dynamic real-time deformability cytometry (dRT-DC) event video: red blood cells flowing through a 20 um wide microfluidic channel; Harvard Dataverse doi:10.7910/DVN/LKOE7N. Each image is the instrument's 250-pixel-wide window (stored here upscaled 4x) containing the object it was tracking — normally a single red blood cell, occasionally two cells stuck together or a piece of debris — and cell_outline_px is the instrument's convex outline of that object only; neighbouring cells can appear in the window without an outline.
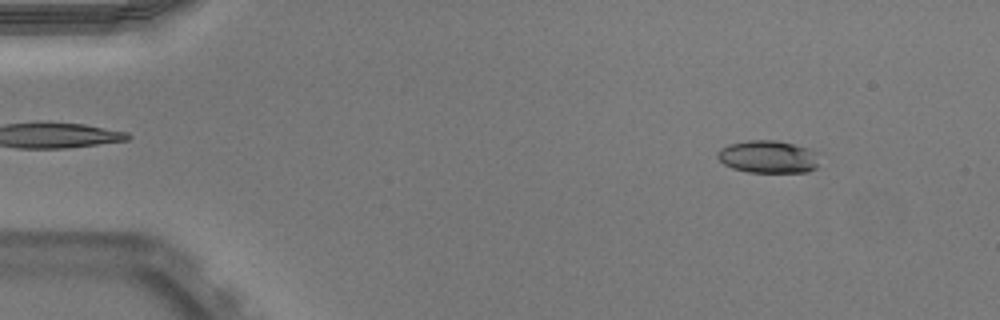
{"species": "Egyptian fruit bat (a non-hibernating species)", "species_latin": "Rousettus aegyptiacus", "temperature_condition": "warm", "stored_images_in_passage": 51, "camera_frame_rate_fps": 3000, "um_per_image_px": 0.085, "animal": {"sex": "male"}, "frame": {"image": 1, "passage_image": 6, "time_ms": 1.667, "image_size_px": [1000, 320], "cell_outline_px": [[816, 168], [808, 172], [748, 172], [732, 168], [724, 164], [716, 156], [716, 152], [720, 148], [728, 144], [748, 140], [776, 140], [808, 148], [812, 152], [816, 164]], "centroid_in_image_um": [65.19, 13.32], "position_along_channel_um": 19.8, "area_um2": 19.07}}
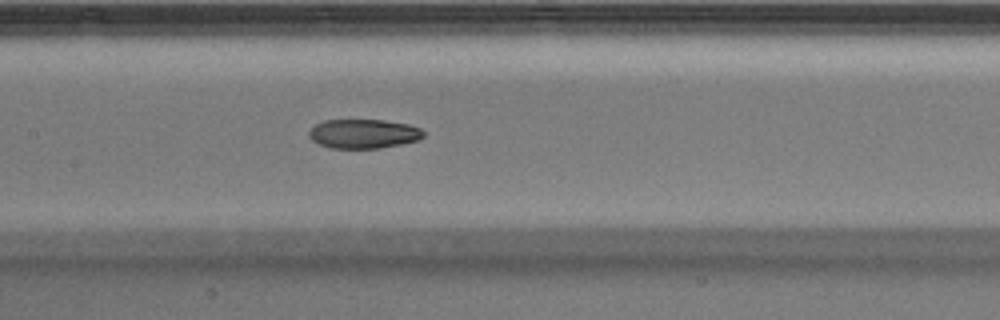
{"frame": {"image": 2, "passage_image": 25, "time_ms": 8.0, "image_size_px": [1000, 320], "cell_outline_px": [[424, 136], [416, 140], [400, 144], [380, 148], [332, 148], [320, 144], [312, 140], [308, 136], [308, 132], [316, 124], [324, 120], [384, 120], [408, 124], [420, 128], [424, 132]], "centroid_in_image_um": [30.89, 11.36], "position_along_channel_um": 176.5, "area_um2": 19.36}}
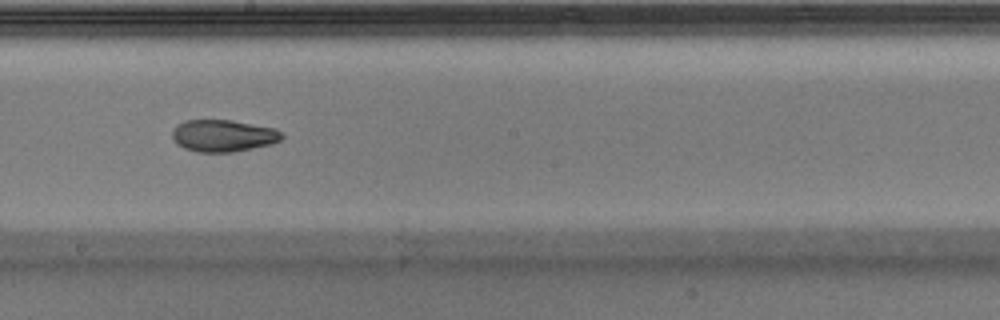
{"frame": {"image": 3, "passage_image": 29, "time_ms": 9.333, "image_size_px": [1000, 320], "cell_outline_px": [[284, 136], [280, 140], [272, 144], [232, 152], [196, 152], [184, 148], [176, 144], [172, 136], [172, 132], [176, 124], [184, 120], [232, 120], [276, 128]], "centroid_in_image_um": [18.95, 11.53], "position_along_channel_um": 229.2, "area_um2": 20.58}, "authors_computed_cell_mechanics": {"area_um2": 20.4034, "velocity_mm_per_s": 3.9674, "shape_relaxation_time_tau1_ms": null, "shape_relaxation_time_tau2_ms": 2.9081, "deformation_change_tau1": null, "deformation_change_tau2": 0.0894}}